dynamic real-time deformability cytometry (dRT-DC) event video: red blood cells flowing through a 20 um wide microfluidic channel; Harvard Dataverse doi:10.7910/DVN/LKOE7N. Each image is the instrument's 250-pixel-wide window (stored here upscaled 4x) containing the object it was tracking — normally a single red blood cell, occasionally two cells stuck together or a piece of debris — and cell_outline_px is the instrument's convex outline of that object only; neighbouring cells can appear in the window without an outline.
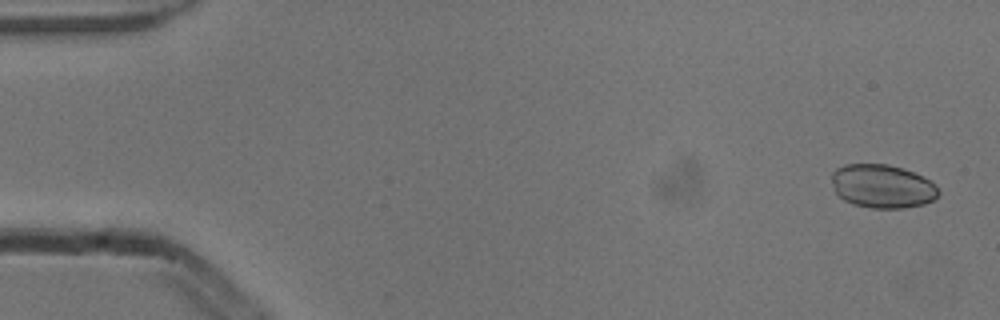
{"species": "common noctule bat (a hibernating species)", "species_latin": "Nyctalus noctula", "temperature_condition": "cold", "stored_images_in_passage": 6, "camera_frame_rate_fps": 3000, "um_per_image_px": 0.085, "animal": {"sex": "male", "body_mass_g": 13.3}, "frame": {"image": 1, "passage_image": 1, "time_ms": 0.0, "image_size_px": [1000, 320], "cell_outline_px": [[940, 192], [932, 200], [924, 204], [904, 208], [872, 208], [852, 204], [844, 200], [832, 188], [832, 172], [836, 168], [844, 164], [888, 164], [924, 176]], "centroid_in_image_um": [74.95, 15.83], "position_along_channel_um": 10.0, "area_um2": 26.99}}
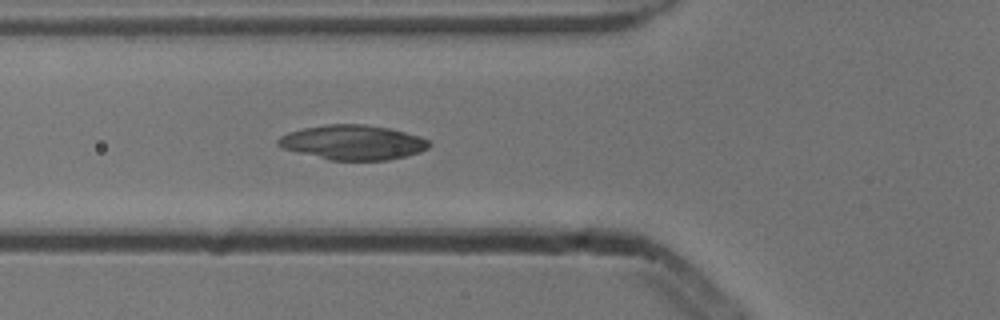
{"frame": {"image": 2, "passage_image": 6, "time_ms": 1.667, "image_size_px": [1000, 320], "cell_outline_px": [[432, 144], [428, 148], [420, 152], [408, 156], [388, 160], [328, 160], [284, 148], [276, 144], [276, 140], [280, 136], [288, 132], [304, 128], [328, 124], [364, 124], [388, 128], [420, 136], [428, 140]], "centroid_in_image_um": [30.01, 12.1], "position_along_channel_um": 95.8, "area_um2": 30.52}}